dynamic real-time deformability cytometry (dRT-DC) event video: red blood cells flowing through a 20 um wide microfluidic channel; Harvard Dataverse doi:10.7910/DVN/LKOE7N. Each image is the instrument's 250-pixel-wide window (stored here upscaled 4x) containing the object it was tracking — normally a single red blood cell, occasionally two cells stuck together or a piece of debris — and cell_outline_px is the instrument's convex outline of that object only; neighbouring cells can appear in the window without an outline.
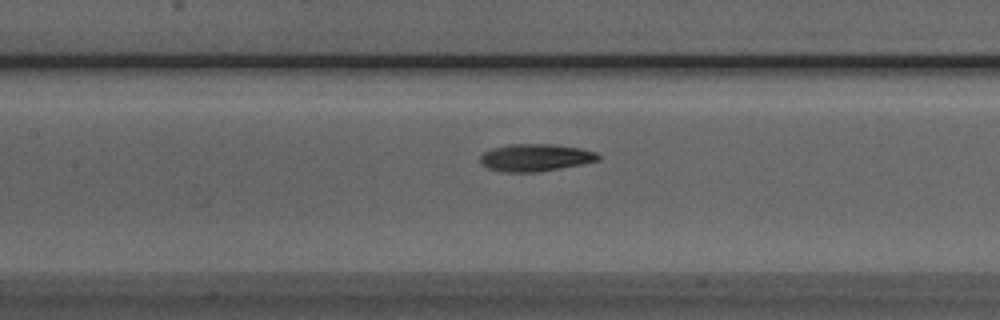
{"species": "Egyptian fruit bat (a non-hibernating species)", "species_latin": "Rousettus aegyptiacus", "temperature_condition": "room temperature", "stored_images_in_passage": 33, "camera_frame_rate_fps": 3000, "um_per_image_px": 0.085, "animal": {"sex": "male"}, "frame": {"image": 1, "passage_image": 15, "time_ms": 4.667, "image_size_px": [1000, 320], "cell_outline_px": [[600, 160], [580, 164], [536, 172], [504, 172], [488, 168], [480, 164], [480, 156], [484, 152], [492, 148], [508, 144], [552, 144], [580, 148], [596, 152], [600, 156]], "centroid_in_image_um": [45.48, 13.39], "position_along_channel_um": 161.9, "area_um2": 18.73}}
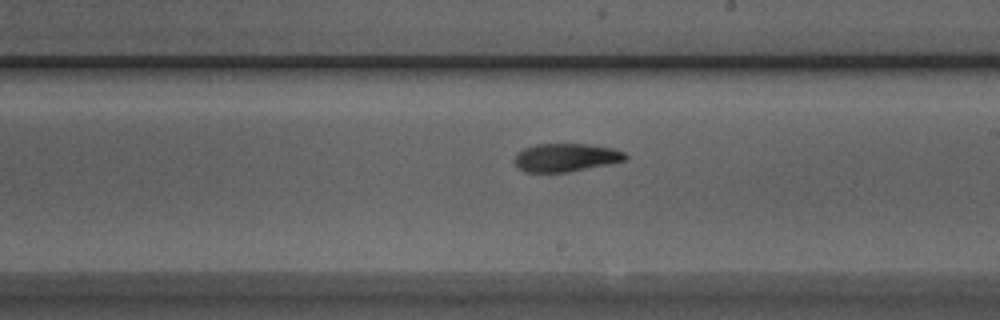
{"frame": {"image": 2, "passage_image": 21, "time_ms": 6.667, "image_size_px": [1000, 320], "cell_outline_px": [[628, 160], [568, 172], [524, 172], [512, 160], [516, 152], [524, 148], [536, 144], [588, 144], [612, 148], [624, 152], [628, 156]], "centroid_in_image_um": [48.08, 13.38], "position_along_channel_um": 240.9, "area_um2": 18.32}}
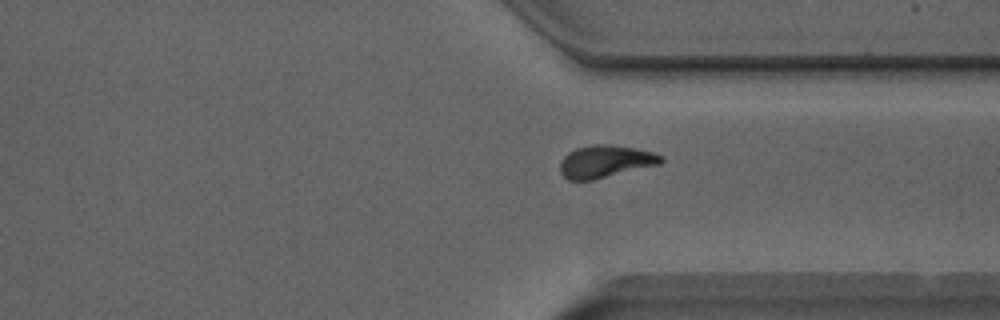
{"frame": {"image": 3, "passage_image": 30, "time_ms": 9.667, "image_size_px": [1000, 320], "cell_outline_px": [[664, 160], [660, 164], [592, 180], [568, 180], [560, 172], [560, 160], [568, 152], [576, 148], [596, 144], [608, 144], [636, 148], [652, 152], [664, 156]], "centroid_in_image_um": [51.45, 13.72], "position_along_channel_um": 359.9, "area_um2": 19.07}}